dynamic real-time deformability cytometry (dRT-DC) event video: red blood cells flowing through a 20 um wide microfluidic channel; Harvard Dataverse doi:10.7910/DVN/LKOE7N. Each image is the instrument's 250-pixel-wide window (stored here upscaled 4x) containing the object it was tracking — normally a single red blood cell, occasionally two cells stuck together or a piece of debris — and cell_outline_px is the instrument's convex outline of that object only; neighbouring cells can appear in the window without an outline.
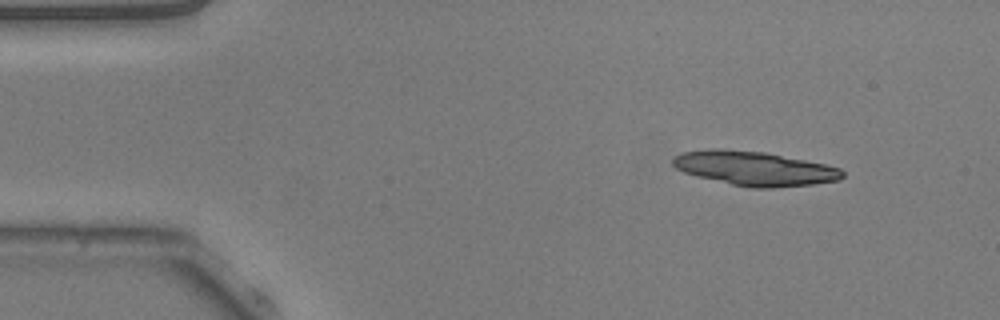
{"species": "common noctule bat (a hibernating species)", "species_latin": "Nyctalus noctula", "temperature_condition": "warm", "stored_images_in_passage": 47, "camera_frame_rate_fps": 3000, "um_per_image_px": 0.085, "animal": {"sex": "male", "body_mass_g": 20.5, "forearm_length_mm": 52.5}, "frame": {"image": 1, "passage_image": 1, "time_ms": 0.0, "image_size_px": [1000, 320], "cell_outline_px": [[844, 176], [840, 180], [812, 184], [772, 188], [752, 188], [732, 184], [696, 176], [684, 172], [676, 168], [672, 164], [672, 156], [684, 152], [708, 148], [720, 148], [764, 152], [824, 164], [840, 168], [844, 172]], "centroid_in_image_um": [64.1, 14.31], "position_along_channel_um": 20.9, "area_um2": 33.81}}
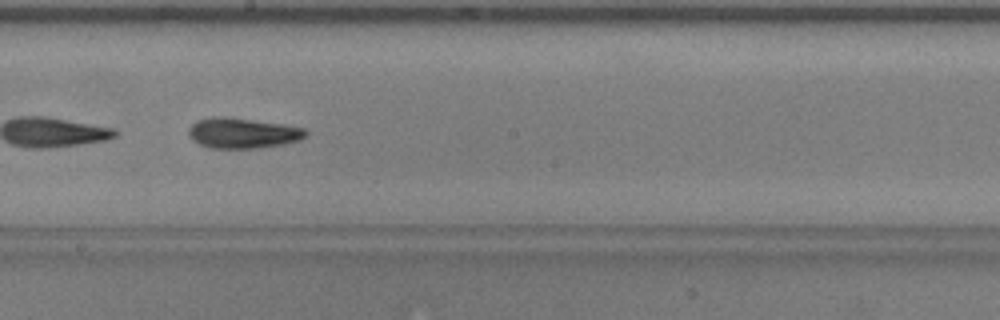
{"frame": {"image": 2, "passage_image": 24, "time_ms": 7.667, "image_size_px": [1000, 320], "cell_outline_px": [[308, 132], [300, 140], [284, 144], [256, 148], [212, 148], [200, 144], [192, 140], [188, 132], [188, 128], [196, 120], [212, 116], [224, 116], [284, 124], [304, 128]], "centroid_in_image_um": [20.6, 11.3], "position_along_channel_um": 227.6, "area_um2": 20.81}}
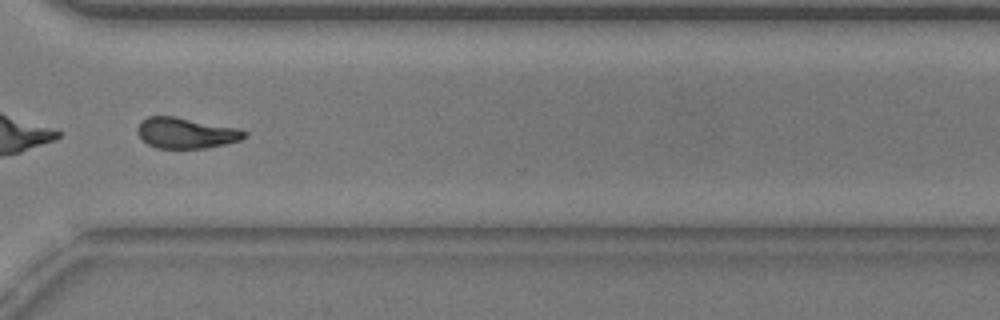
{"frame": {"image": 3, "passage_image": 34, "time_ms": 11.0, "image_size_px": [1000, 320], "cell_outline_px": [[248, 136], [240, 140], [208, 148], [156, 148], [148, 144], [136, 132], [136, 128], [140, 120], [148, 116], [176, 116], [240, 128], [248, 132]], "centroid_in_image_um": [15.82, 11.29], "position_along_channel_um": 354.8, "area_um2": 19.48}, "authors_computed_cell_mechanics": {"area_um2": 20.3456, "velocity_mm_per_s": 3.8336, "shape_relaxation_time_tau1_ms": 3.8542, "shape_relaxation_time_tau2_ms": 3.8927, "deformation_change_tau1": 0.1587, "deformation_change_tau2": 0.1166}}